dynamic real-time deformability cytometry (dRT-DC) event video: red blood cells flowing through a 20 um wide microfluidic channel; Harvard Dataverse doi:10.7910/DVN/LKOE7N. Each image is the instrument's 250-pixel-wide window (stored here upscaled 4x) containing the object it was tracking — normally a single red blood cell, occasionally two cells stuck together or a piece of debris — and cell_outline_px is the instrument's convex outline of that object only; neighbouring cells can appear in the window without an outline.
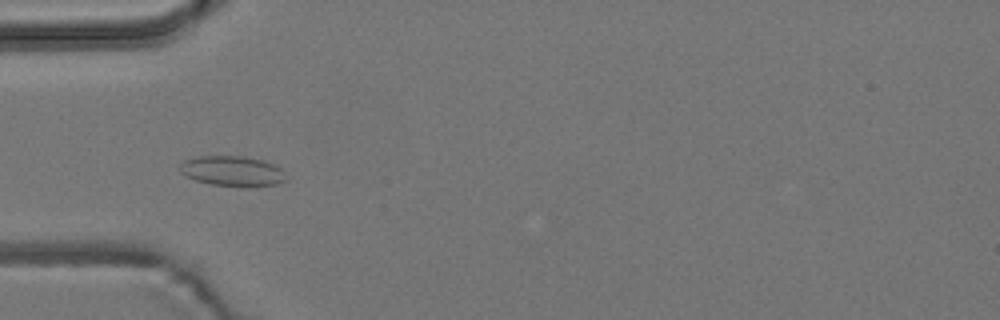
{"species": "common noctule bat (a hibernating species)", "species_latin": "Nyctalus noctula", "temperature_condition": "room temperature", "stored_images_in_passage": 6, "camera_frame_rate_fps": 3000, "um_per_image_px": 0.085, "animal": {"sex": "male", "body_mass_g": 19.2, "forearm_length_mm": 51.8}, "frame": {"image": 1, "passage_image": 4, "time_ms": 4.333, "image_size_px": [1000, 320], "cell_outline_px": [[288, 180], [280, 184], [244, 188], [212, 184], [196, 180], [184, 176], [176, 168], [184, 160], [200, 156], [240, 156], [264, 160], [280, 168], [284, 172]], "centroid_in_image_um": [19.76, 14.56], "position_along_channel_um": 65.2, "area_um2": 19.13}}
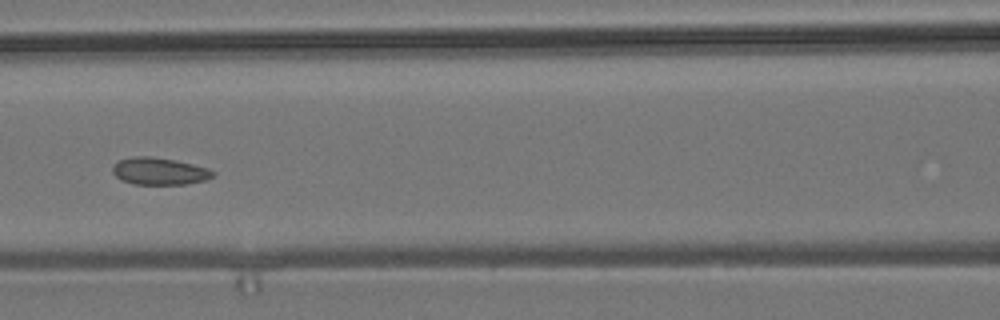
{"frame": {"image": 2, "passage_image": 6, "time_ms": 6.667, "image_size_px": [1000, 320], "cell_outline_px": [[216, 172], [212, 176], [204, 180], [184, 184], [132, 184], [120, 180], [112, 172], [112, 168], [120, 160], [132, 156], [148, 156], [176, 160], [208, 168]], "centroid_in_image_um": [13.52, 14.55], "position_along_channel_um": 153.1, "area_um2": 15.78}}